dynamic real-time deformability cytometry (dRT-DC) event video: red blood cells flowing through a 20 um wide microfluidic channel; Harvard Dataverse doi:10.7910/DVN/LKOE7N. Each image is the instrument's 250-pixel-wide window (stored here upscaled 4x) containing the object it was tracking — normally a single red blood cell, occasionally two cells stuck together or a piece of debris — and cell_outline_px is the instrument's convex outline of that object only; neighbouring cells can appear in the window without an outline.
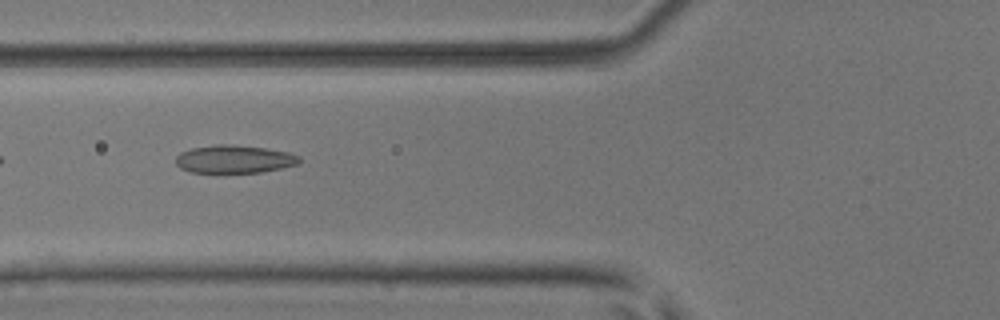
{"species": "common noctule bat (a hibernating species)", "species_latin": "Nyctalus noctula", "temperature_condition": "room temperature", "stored_images_in_passage": 5, "camera_frame_rate_fps": 3000, "um_per_image_px": 0.085, "animal": {"sex": "male", "body_mass_g": 17.9, "forearm_length_mm": 54.2}, "frame": {"image": 1, "passage_image": 5, "time_ms": 1.333, "image_size_px": [1000, 320], "cell_outline_px": [[300, 160], [296, 164], [280, 168], [260, 172], [192, 172], [180, 168], [176, 164], [176, 156], [180, 152], [192, 148], [216, 144], [228, 144], [264, 148], [288, 152], [300, 156]], "centroid_in_image_um": [19.88, 13.52], "position_along_channel_um": 105.9, "area_um2": 19.88}}